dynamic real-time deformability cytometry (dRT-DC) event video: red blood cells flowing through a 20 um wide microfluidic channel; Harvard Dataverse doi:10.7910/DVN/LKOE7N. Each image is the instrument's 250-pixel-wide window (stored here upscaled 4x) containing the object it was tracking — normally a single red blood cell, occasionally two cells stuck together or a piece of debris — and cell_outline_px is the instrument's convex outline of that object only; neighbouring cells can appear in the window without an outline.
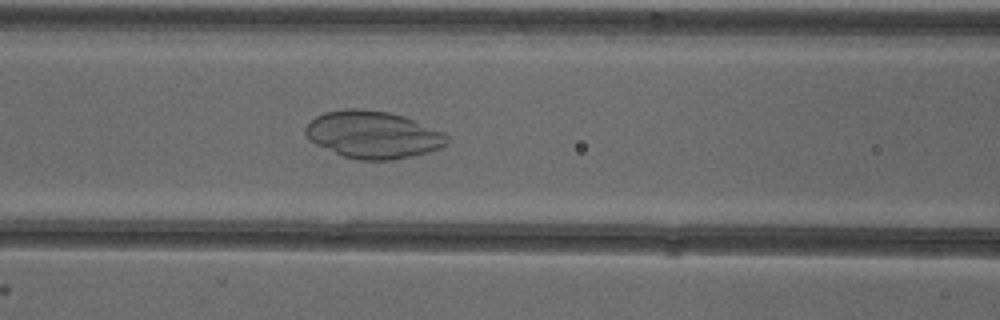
{"species": "common noctule bat (a hibernating species)", "species_latin": "Nyctalus noctula", "temperature_condition": "cold", "stored_images_in_passage": 45, "camera_frame_rate_fps": 3000, "um_per_image_px": 0.085, "animal": {"sex": "female"}, "frame": {"image": 1, "passage_image": 22, "time_ms": 7.0, "image_size_px": [1000, 320], "cell_outline_px": [[448, 144], [440, 148], [412, 156], [392, 160], [356, 160], [344, 156], [316, 144], [304, 132], [304, 128], [316, 116], [324, 112], [344, 108], [360, 108], [388, 112], [404, 116], [444, 132], [448, 136]], "centroid_in_image_um": [31.72, 11.44], "position_along_channel_um": 134.9, "area_um2": 38.96}}
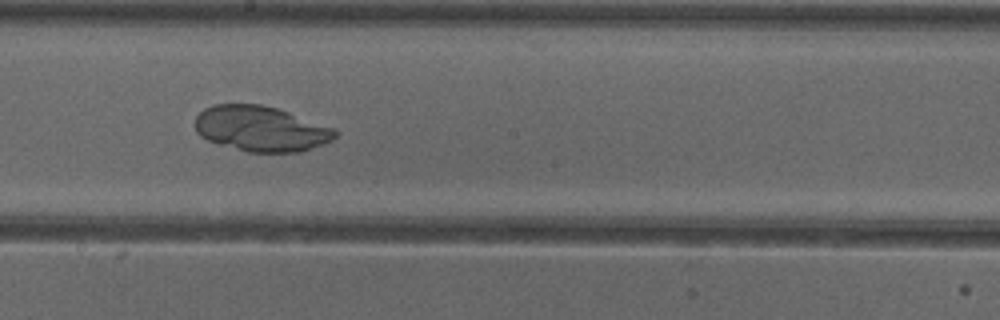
{"frame": {"image": 2, "passage_image": 29, "time_ms": 9.333, "image_size_px": [1000, 320], "cell_outline_px": [[336, 136], [332, 140], [300, 152], [248, 152], [220, 144], [208, 140], [200, 136], [196, 132], [196, 116], [204, 108], [212, 104], [260, 104], [276, 108], [336, 128]], "centroid_in_image_um": [22.17, 10.93], "position_along_channel_um": 226.0, "area_um2": 36.88}}
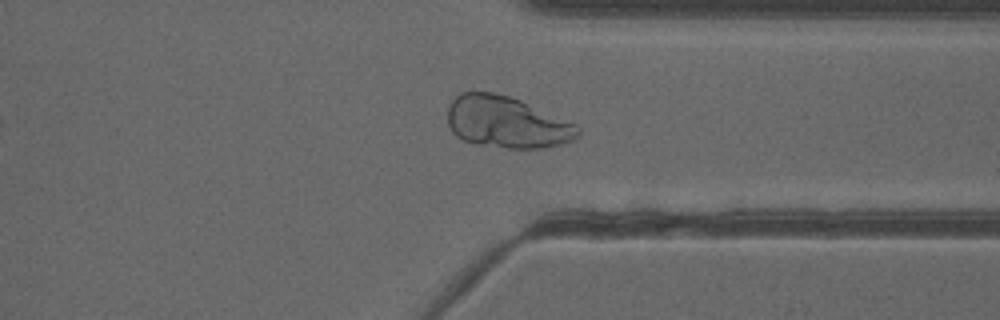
{"frame": {"image": 3, "passage_image": 40, "time_ms": 13.0, "image_size_px": [1000, 320], "cell_outline_px": [[580, 136], [572, 140], [560, 144], [544, 148], [508, 148], [476, 144], [464, 140], [456, 136], [452, 132], [448, 124], [448, 104], [460, 92], [492, 92], [508, 96], [520, 100], [580, 124]], "centroid_in_image_um": [43.1, 10.39], "position_along_channel_um": 368.3, "area_um2": 39.59}}